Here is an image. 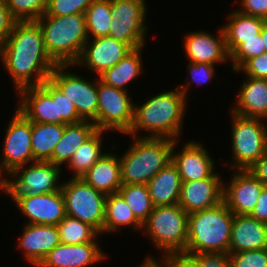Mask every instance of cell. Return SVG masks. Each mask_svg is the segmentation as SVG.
<instances>
[{"label": "cell", "instance_id": "484cf974", "mask_svg": "<svg viewBox=\"0 0 267 267\" xmlns=\"http://www.w3.org/2000/svg\"><path fill=\"white\" fill-rule=\"evenodd\" d=\"M97 131L96 125L90 121L66 124L62 138L55 146L49 162L58 166L68 164L76 150Z\"/></svg>", "mask_w": 267, "mask_h": 267}, {"label": "cell", "instance_id": "ee69618b", "mask_svg": "<svg viewBox=\"0 0 267 267\" xmlns=\"http://www.w3.org/2000/svg\"><path fill=\"white\" fill-rule=\"evenodd\" d=\"M188 73L191 74L192 81L198 84H205L213 79L215 74L214 65L208 63H188L187 64Z\"/></svg>", "mask_w": 267, "mask_h": 267}, {"label": "cell", "instance_id": "681fc988", "mask_svg": "<svg viewBox=\"0 0 267 267\" xmlns=\"http://www.w3.org/2000/svg\"><path fill=\"white\" fill-rule=\"evenodd\" d=\"M164 266H165L164 261L161 260L160 262H158V260L154 259L153 257L147 256V258L145 257L144 263H142L138 267H164Z\"/></svg>", "mask_w": 267, "mask_h": 267}, {"label": "cell", "instance_id": "60d3db41", "mask_svg": "<svg viewBox=\"0 0 267 267\" xmlns=\"http://www.w3.org/2000/svg\"><path fill=\"white\" fill-rule=\"evenodd\" d=\"M93 0H48L43 15L67 16L72 14H85L86 9Z\"/></svg>", "mask_w": 267, "mask_h": 267}, {"label": "cell", "instance_id": "74e56055", "mask_svg": "<svg viewBox=\"0 0 267 267\" xmlns=\"http://www.w3.org/2000/svg\"><path fill=\"white\" fill-rule=\"evenodd\" d=\"M16 21H36L47 8L48 0H5Z\"/></svg>", "mask_w": 267, "mask_h": 267}, {"label": "cell", "instance_id": "8d00e7d4", "mask_svg": "<svg viewBox=\"0 0 267 267\" xmlns=\"http://www.w3.org/2000/svg\"><path fill=\"white\" fill-rule=\"evenodd\" d=\"M53 100H56L57 117H61V125L83 121L71 100L67 98L49 79L40 85Z\"/></svg>", "mask_w": 267, "mask_h": 267}, {"label": "cell", "instance_id": "e0dca14e", "mask_svg": "<svg viewBox=\"0 0 267 267\" xmlns=\"http://www.w3.org/2000/svg\"><path fill=\"white\" fill-rule=\"evenodd\" d=\"M177 141L175 140L173 145L172 163L177 167L182 182L209 178L215 171V162L205 147L200 143L190 141L179 153L175 154Z\"/></svg>", "mask_w": 267, "mask_h": 267}, {"label": "cell", "instance_id": "b9f144b4", "mask_svg": "<svg viewBox=\"0 0 267 267\" xmlns=\"http://www.w3.org/2000/svg\"><path fill=\"white\" fill-rule=\"evenodd\" d=\"M232 267H267V248L229 252Z\"/></svg>", "mask_w": 267, "mask_h": 267}, {"label": "cell", "instance_id": "ba28073f", "mask_svg": "<svg viewBox=\"0 0 267 267\" xmlns=\"http://www.w3.org/2000/svg\"><path fill=\"white\" fill-rule=\"evenodd\" d=\"M232 115V154L231 165L236 170H248L267 152V126L264 119Z\"/></svg>", "mask_w": 267, "mask_h": 267}, {"label": "cell", "instance_id": "7bdbcfd3", "mask_svg": "<svg viewBox=\"0 0 267 267\" xmlns=\"http://www.w3.org/2000/svg\"><path fill=\"white\" fill-rule=\"evenodd\" d=\"M238 71H243L248 77L267 80V52L247 60Z\"/></svg>", "mask_w": 267, "mask_h": 267}, {"label": "cell", "instance_id": "816d5d0a", "mask_svg": "<svg viewBox=\"0 0 267 267\" xmlns=\"http://www.w3.org/2000/svg\"><path fill=\"white\" fill-rule=\"evenodd\" d=\"M2 178H3V176L1 177V175H0V185H1V182H2Z\"/></svg>", "mask_w": 267, "mask_h": 267}, {"label": "cell", "instance_id": "bcb514c9", "mask_svg": "<svg viewBox=\"0 0 267 267\" xmlns=\"http://www.w3.org/2000/svg\"><path fill=\"white\" fill-rule=\"evenodd\" d=\"M240 13L267 20V0H241Z\"/></svg>", "mask_w": 267, "mask_h": 267}, {"label": "cell", "instance_id": "5b68a950", "mask_svg": "<svg viewBox=\"0 0 267 267\" xmlns=\"http://www.w3.org/2000/svg\"><path fill=\"white\" fill-rule=\"evenodd\" d=\"M174 140L134 137L133 144L119 157L122 185L148 184L170 162Z\"/></svg>", "mask_w": 267, "mask_h": 267}, {"label": "cell", "instance_id": "7a4b0ae2", "mask_svg": "<svg viewBox=\"0 0 267 267\" xmlns=\"http://www.w3.org/2000/svg\"><path fill=\"white\" fill-rule=\"evenodd\" d=\"M188 84L189 81L177 86L175 91L155 95L139 107L135 105L133 124L127 135L135 136L136 132L145 130L150 134L142 137L179 140L190 88Z\"/></svg>", "mask_w": 267, "mask_h": 267}, {"label": "cell", "instance_id": "3957f363", "mask_svg": "<svg viewBox=\"0 0 267 267\" xmlns=\"http://www.w3.org/2000/svg\"><path fill=\"white\" fill-rule=\"evenodd\" d=\"M36 22L50 58L57 65H74L88 41L85 14L42 15Z\"/></svg>", "mask_w": 267, "mask_h": 267}, {"label": "cell", "instance_id": "8fae6325", "mask_svg": "<svg viewBox=\"0 0 267 267\" xmlns=\"http://www.w3.org/2000/svg\"><path fill=\"white\" fill-rule=\"evenodd\" d=\"M69 66L73 65H57L52 70L49 80L73 102L79 117L83 121L90 120L97 128V81L91 83L83 76L71 74L65 69Z\"/></svg>", "mask_w": 267, "mask_h": 267}, {"label": "cell", "instance_id": "30bf717a", "mask_svg": "<svg viewBox=\"0 0 267 267\" xmlns=\"http://www.w3.org/2000/svg\"><path fill=\"white\" fill-rule=\"evenodd\" d=\"M97 93V130L127 134L132 127L135 110L128 91L106 85L97 77Z\"/></svg>", "mask_w": 267, "mask_h": 267}, {"label": "cell", "instance_id": "ac0fdd59", "mask_svg": "<svg viewBox=\"0 0 267 267\" xmlns=\"http://www.w3.org/2000/svg\"><path fill=\"white\" fill-rule=\"evenodd\" d=\"M218 34V37H215L208 32L194 31L184 36V49L189 62L215 65L229 60L223 28Z\"/></svg>", "mask_w": 267, "mask_h": 267}, {"label": "cell", "instance_id": "d6986e66", "mask_svg": "<svg viewBox=\"0 0 267 267\" xmlns=\"http://www.w3.org/2000/svg\"><path fill=\"white\" fill-rule=\"evenodd\" d=\"M104 258L106 257L99 248L98 242L77 245L60 243L37 267H87Z\"/></svg>", "mask_w": 267, "mask_h": 267}, {"label": "cell", "instance_id": "7c38bea8", "mask_svg": "<svg viewBox=\"0 0 267 267\" xmlns=\"http://www.w3.org/2000/svg\"><path fill=\"white\" fill-rule=\"evenodd\" d=\"M32 121L16 109L4 138L0 175L35 161L32 154ZM4 172V173H2Z\"/></svg>", "mask_w": 267, "mask_h": 267}, {"label": "cell", "instance_id": "c3c4849f", "mask_svg": "<svg viewBox=\"0 0 267 267\" xmlns=\"http://www.w3.org/2000/svg\"><path fill=\"white\" fill-rule=\"evenodd\" d=\"M248 171L252 173L264 186H267V152L256 161Z\"/></svg>", "mask_w": 267, "mask_h": 267}, {"label": "cell", "instance_id": "9a60e30c", "mask_svg": "<svg viewBox=\"0 0 267 267\" xmlns=\"http://www.w3.org/2000/svg\"><path fill=\"white\" fill-rule=\"evenodd\" d=\"M223 202V182L219 173L198 181L182 182L178 205L187 213L206 210Z\"/></svg>", "mask_w": 267, "mask_h": 267}, {"label": "cell", "instance_id": "f35d334b", "mask_svg": "<svg viewBox=\"0 0 267 267\" xmlns=\"http://www.w3.org/2000/svg\"><path fill=\"white\" fill-rule=\"evenodd\" d=\"M145 0H111V17L124 21H145Z\"/></svg>", "mask_w": 267, "mask_h": 267}, {"label": "cell", "instance_id": "cb8c5ba5", "mask_svg": "<svg viewBox=\"0 0 267 267\" xmlns=\"http://www.w3.org/2000/svg\"><path fill=\"white\" fill-rule=\"evenodd\" d=\"M81 178L105 195L117 193L122 186L120 159L116 154L107 153Z\"/></svg>", "mask_w": 267, "mask_h": 267}, {"label": "cell", "instance_id": "f6af8a7d", "mask_svg": "<svg viewBox=\"0 0 267 267\" xmlns=\"http://www.w3.org/2000/svg\"><path fill=\"white\" fill-rule=\"evenodd\" d=\"M16 20L11 16L5 0H0V49L7 40Z\"/></svg>", "mask_w": 267, "mask_h": 267}, {"label": "cell", "instance_id": "d4e9b609", "mask_svg": "<svg viewBox=\"0 0 267 267\" xmlns=\"http://www.w3.org/2000/svg\"><path fill=\"white\" fill-rule=\"evenodd\" d=\"M181 187L182 179L172 162L162 168L147 184L154 207L178 204Z\"/></svg>", "mask_w": 267, "mask_h": 267}, {"label": "cell", "instance_id": "9c48e42d", "mask_svg": "<svg viewBox=\"0 0 267 267\" xmlns=\"http://www.w3.org/2000/svg\"><path fill=\"white\" fill-rule=\"evenodd\" d=\"M67 216L92 226L104 233V217L107 195L97 191L79 177H72L62 184Z\"/></svg>", "mask_w": 267, "mask_h": 267}, {"label": "cell", "instance_id": "2e32d148", "mask_svg": "<svg viewBox=\"0 0 267 267\" xmlns=\"http://www.w3.org/2000/svg\"><path fill=\"white\" fill-rule=\"evenodd\" d=\"M16 205L30 220L29 224L57 226L67 216L61 190L38 196H27L18 200Z\"/></svg>", "mask_w": 267, "mask_h": 267}, {"label": "cell", "instance_id": "ab89813d", "mask_svg": "<svg viewBox=\"0 0 267 267\" xmlns=\"http://www.w3.org/2000/svg\"><path fill=\"white\" fill-rule=\"evenodd\" d=\"M265 52L262 35L245 40L231 55L232 70L237 71L247 60L259 56Z\"/></svg>", "mask_w": 267, "mask_h": 267}, {"label": "cell", "instance_id": "836d02e7", "mask_svg": "<svg viewBox=\"0 0 267 267\" xmlns=\"http://www.w3.org/2000/svg\"><path fill=\"white\" fill-rule=\"evenodd\" d=\"M166 267H232L229 253L209 252L168 257Z\"/></svg>", "mask_w": 267, "mask_h": 267}, {"label": "cell", "instance_id": "f1b7e54d", "mask_svg": "<svg viewBox=\"0 0 267 267\" xmlns=\"http://www.w3.org/2000/svg\"><path fill=\"white\" fill-rule=\"evenodd\" d=\"M65 125L32 122V154L35 161H49L61 140Z\"/></svg>", "mask_w": 267, "mask_h": 267}, {"label": "cell", "instance_id": "4fadbf2b", "mask_svg": "<svg viewBox=\"0 0 267 267\" xmlns=\"http://www.w3.org/2000/svg\"><path fill=\"white\" fill-rule=\"evenodd\" d=\"M223 185V202L234 215H250L264 185L248 170L233 173L228 186Z\"/></svg>", "mask_w": 267, "mask_h": 267}, {"label": "cell", "instance_id": "7dc6e473", "mask_svg": "<svg viewBox=\"0 0 267 267\" xmlns=\"http://www.w3.org/2000/svg\"><path fill=\"white\" fill-rule=\"evenodd\" d=\"M250 216L259 222L267 224V186L263 187L257 204Z\"/></svg>", "mask_w": 267, "mask_h": 267}, {"label": "cell", "instance_id": "4316f807", "mask_svg": "<svg viewBox=\"0 0 267 267\" xmlns=\"http://www.w3.org/2000/svg\"><path fill=\"white\" fill-rule=\"evenodd\" d=\"M228 24L223 25L225 45L230 56L245 40L256 38L261 34L265 19L249 16L235 10L228 15Z\"/></svg>", "mask_w": 267, "mask_h": 267}, {"label": "cell", "instance_id": "f546056e", "mask_svg": "<svg viewBox=\"0 0 267 267\" xmlns=\"http://www.w3.org/2000/svg\"><path fill=\"white\" fill-rule=\"evenodd\" d=\"M125 226H132L133 229L136 230L143 229V225L135 218L132 210L118 192L107 195L104 233L115 232L118 229H121L120 227Z\"/></svg>", "mask_w": 267, "mask_h": 267}, {"label": "cell", "instance_id": "f907efd6", "mask_svg": "<svg viewBox=\"0 0 267 267\" xmlns=\"http://www.w3.org/2000/svg\"><path fill=\"white\" fill-rule=\"evenodd\" d=\"M262 39L264 42L265 52H267V20L265 21L261 30Z\"/></svg>", "mask_w": 267, "mask_h": 267}, {"label": "cell", "instance_id": "5bb4252c", "mask_svg": "<svg viewBox=\"0 0 267 267\" xmlns=\"http://www.w3.org/2000/svg\"><path fill=\"white\" fill-rule=\"evenodd\" d=\"M85 43L80 57L74 66L85 64L99 76L105 70L110 69L133 49L126 43L115 38L104 36L90 39Z\"/></svg>", "mask_w": 267, "mask_h": 267}, {"label": "cell", "instance_id": "8992f818", "mask_svg": "<svg viewBox=\"0 0 267 267\" xmlns=\"http://www.w3.org/2000/svg\"><path fill=\"white\" fill-rule=\"evenodd\" d=\"M143 228L155 247L164 250L162 261L185 253L188 214L178 204L154 207Z\"/></svg>", "mask_w": 267, "mask_h": 267}, {"label": "cell", "instance_id": "6da1fadb", "mask_svg": "<svg viewBox=\"0 0 267 267\" xmlns=\"http://www.w3.org/2000/svg\"><path fill=\"white\" fill-rule=\"evenodd\" d=\"M0 56L17 92L40 86L57 66L46 52L42 30L36 21H16Z\"/></svg>", "mask_w": 267, "mask_h": 267}, {"label": "cell", "instance_id": "4dcf8cb0", "mask_svg": "<svg viewBox=\"0 0 267 267\" xmlns=\"http://www.w3.org/2000/svg\"><path fill=\"white\" fill-rule=\"evenodd\" d=\"M105 131L98 130L88 141L83 143L74 153L68 163L69 169L74 173L72 177H83V175L101 158L102 135Z\"/></svg>", "mask_w": 267, "mask_h": 267}, {"label": "cell", "instance_id": "83f0119b", "mask_svg": "<svg viewBox=\"0 0 267 267\" xmlns=\"http://www.w3.org/2000/svg\"><path fill=\"white\" fill-rule=\"evenodd\" d=\"M142 48L133 49L113 67L100 74L99 80L106 85L127 90L125 86L136 79L143 69L140 53Z\"/></svg>", "mask_w": 267, "mask_h": 267}, {"label": "cell", "instance_id": "7402d4cb", "mask_svg": "<svg viewBox=\"0 0 267 267\" xmlns=\"http://www.w3.org/2000/svg\"><path fill=\"white\" fill-rule=\"evenodd\" d=\"M267 248V224L250 215H234L229 252Z\"/></svg>", "mask_w": 267, "mask_h": 267}, {"label": "cell", "instance_id": "603a6c76", "mask_svg": "<svg viewBox=\"0 0 267 267\" xmlns=\"http://www.w3.org/2000/svg\"><path fill=\"white\" fill-rule=\"evenodd\" d=\"M238 90L233 113L244 117L267 119V80L246 78ZM266 118V119H265Z\"/></svg>", "mask_w": 267, "mask_h": 267}, {"label": "cell", "instance_id": "ffe728a7", "mask_svg": "<svg viewBox=\"0 0 267 267\" xmlns=\"http://www.w3.org/2000/svg\"><path fill=\"white\" fill-rule=\"evenodd\" d=\"M17 244L27 261L37 267L45 256L60 244L59 231L56 225L27 223Z\"/></svg>", "mask_w": 267, "mask_h": 267}, {"label": "cell", "instance_id": "52a82bcc", "mask_svg": "<svg viewBox=\"0 0 267 267\" xmlns=\"http://www.w3.org/2000/svg\"><path fill=\"white\" fill-rule=\"evenodd\" d=\"M30 164V167L26 164L8 172L11 181L7 177L2 178L0 190L11 196L15 203L27 196L49 194L62 188V184H58L61 177L60 166L49 161H34Z\"/></svg>", "mask_w": 267, "mask_h": 267}, {"label": "cell", "instance_id": "277c9868", "mask_svg": "<svg viewBox=\"0 0 267 267\" xmlns=\"http://www.w3.org/2000/svg\"><path fill=\"white\" fill-rule=\"evenodd\" d=\"M233 217L224 202L188 214V240L184 254L229 253Z\"/></svg>", "mask_w": 267, "mask_h": 267}, {"label": "cell", "instance_id": "d590c367", "mask_svg": "<svg viewBox=\"0 0 267 267\" xmlns=\"http://www.w3.org/2000/svg\"><path fill=\"white\" fill-rule=\"evenodd\" d=\"M145 21H124L112 19L109 37L128 44L132 49L143 47L147 25Z\"/></svg>", "mask_w": 267, "mask_h": 267}, {"label": "cell", "instance_id": "44dd1931", "mask_svg": "<svg viewBox=\"0 0 267 267\" xmlns=\"http://www.w3.org/2000/svg\"><path fill=\"white\" fill-rule=\"evenodd\" d=\"M19 93V94H18ZM21 104L19 110L28 120L39 123L61 124V117H57L56 100L41 87L33 86L21 89Z\"/></svg>", "mask_w": 267, "mask_h": 267}, {"label": "cell", "instance_id": "1f68e13d", "mask_svg": "<svg viewBox=\"0 0 267 267\" xmlns=\"http://www.w3.org/2000/svg\"><path fill=\"white\" fill-rule=\"evenodd\" d=\"M118 193L132 210L135 218L143 225L154 209L146 184L122 185Z\"/></svg>", "mask_w": 267, "mask_h": 267}, {"label": "cell", "instance_id": "e575fe53", "mask_svg": "<svg viewBox=\"0 0 267 267\" xmlns=\"http://www.w3.org/2000/svg\"><path fill=\"white\" fill-rule=\"evenodd\" d=\"M60 243L77 245L89 242H96L95 238L100 234L89 224L78 219L66 216L57 225Z\"/></svg>", "mask_w": 267, "mask_h": 267}, {"label": "cell", "instance_id": "d6a6232c", "mask_svg": "<svg viewBox=\"0 0 267 267\" xmlns=\"http://www.w3.org/2000/svg\"><path fill=\"white\" fill-rule=\"evenodd\" d=\"M88 39L109 36L111 0H93L85 12Z\"/></svg>", "mask_w": 267, "mask_h": 267}]
</instances>
